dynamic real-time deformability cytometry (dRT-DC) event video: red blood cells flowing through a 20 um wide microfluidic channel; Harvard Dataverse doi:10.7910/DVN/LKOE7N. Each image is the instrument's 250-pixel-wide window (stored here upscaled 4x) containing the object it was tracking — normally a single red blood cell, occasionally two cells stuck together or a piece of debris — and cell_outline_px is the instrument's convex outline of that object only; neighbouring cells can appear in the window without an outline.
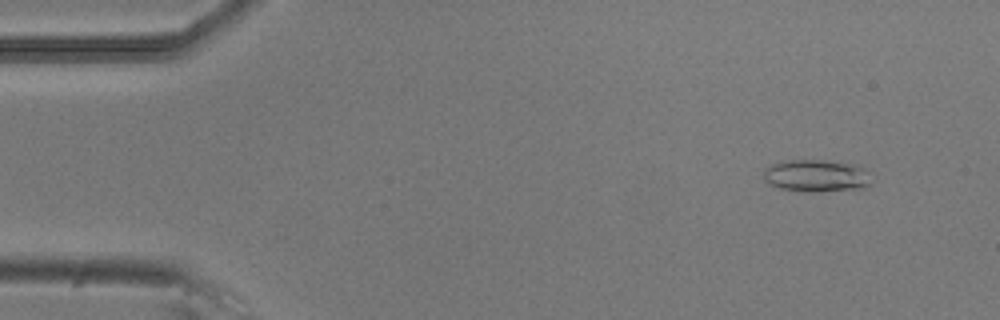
{"species": "common noctule bat (a hibernating species)", "species_latin": "Nyctalus noctula", "temperature_condition": "room temperature", "stored_images_in_passage": 5, "camera_frame_rate_fps": 3000, "um_per_image_px": 0.085, "animal": {"sex": "male", "body_mass_g": 20.5, "forearm_length_mm": 52.5}, "frame": {"image": 1, "passage_image": 1, "time_ms": 0.0, "image_size_px": [1000, 320], "cell_outline_px": [[868, 184], [864, 188], [816, 192], [812, 192], [780, 188], [768, 184], [764, 180], [764, 168], [772, 164], [788, 160], [824, 160], [852, 164], [864, 168], [868, 172]], "centroid_in_image_um": [69.34, 14.94], "position_along_channel_um": 15.7, "area_um2": 20.11}}
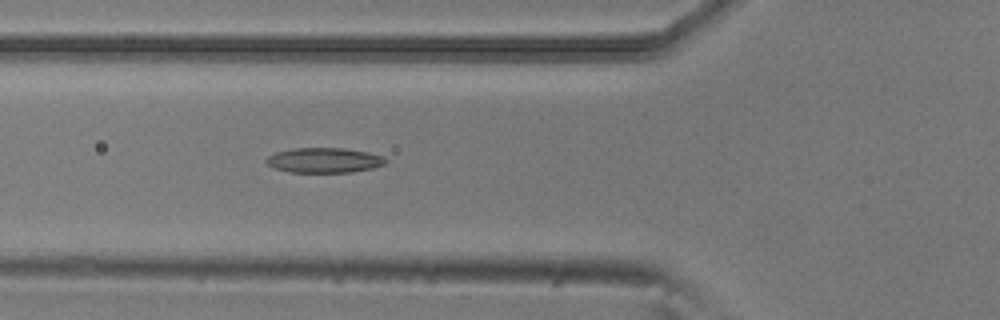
{"frame": {"image": 2, "passage_image": 5, "time_ms": 1.333, "image_size_px": [1000, 320], "cell_outline_px": [[388, 160], [384, 164], [372, 168], [352, 172], [288, 172], [276, 168], [268, 164], [264, 160], [268, 156], [276, 152], [296, 148], [344, 148], [368, 152], [380, 156]], "centroid_in_image_um": [27.54, 13.62], "position_along_channel_um": 98.3, "area_um2": 17.22}}